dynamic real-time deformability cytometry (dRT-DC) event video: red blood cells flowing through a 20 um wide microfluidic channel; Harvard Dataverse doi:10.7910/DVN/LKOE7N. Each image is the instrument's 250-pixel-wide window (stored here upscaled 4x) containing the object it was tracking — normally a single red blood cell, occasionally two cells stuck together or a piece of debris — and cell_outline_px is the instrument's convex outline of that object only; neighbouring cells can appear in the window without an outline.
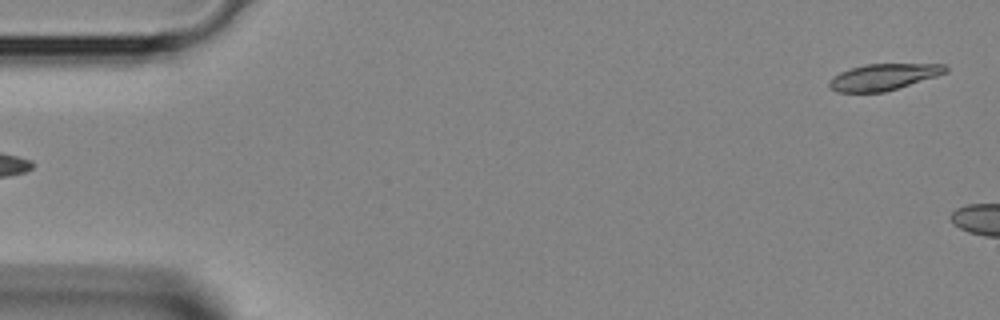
{"species": "Egyptian fruit bat (a non-hibernating species)", "species_latin": "Rousettus aegyptiacus", "temperature_condition": "room temperature", "stored_images_in_passage": 3, "segment_of_instrument_passage": [2, 2], "camera_frame_rate_fps": 3000, "um_per_image_px": 0.085, "animal": {"sex": "female"}, "frame": {"image": 1, "passage_image": 3, "time_ms": 0.667, "image_size_px": [1000, 320], "cell_outline_px": [[948, 72], [936, 76], [884, 92], [836, 92], [828, 84], [828, 80], [832, 76], [840, 72], [852, 68], [868, 64], [944, 64], [948, 68]], "centroid_in_image_um": [75.08, 6.54], "position_along_channel_um": 9.9, "area_um2": 17.69}}